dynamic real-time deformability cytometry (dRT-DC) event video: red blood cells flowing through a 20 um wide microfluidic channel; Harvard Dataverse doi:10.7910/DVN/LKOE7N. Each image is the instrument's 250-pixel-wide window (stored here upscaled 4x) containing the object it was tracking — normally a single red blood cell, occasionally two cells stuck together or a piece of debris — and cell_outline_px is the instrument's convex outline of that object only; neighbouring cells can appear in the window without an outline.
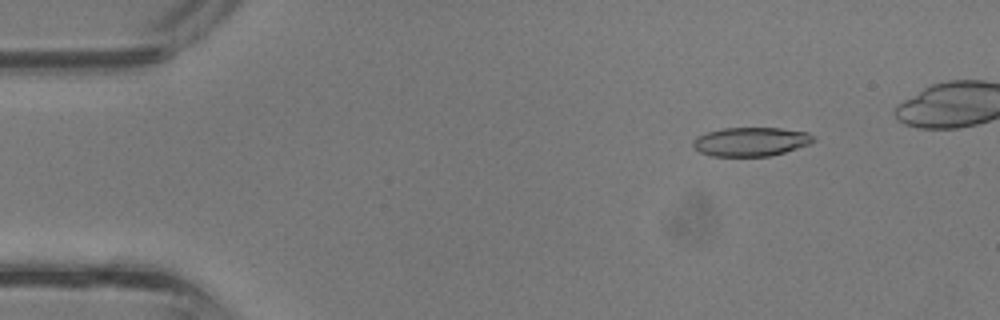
{"species": "common noctule bat (a hibernating species)", "species_latin": "Nyctalus noctula", "temperature_condition": "room temperature", "stored_images_in_passage": 34, "camera_frame_rate_fps": 3000, "um_per_image_px": 0.085, "animal": {"sex": "male", "body_mass_g": 13.3}, "frame": {"image": 1, "passage_image": 4, "time_ms": 1.0, "image_size_px": [1000, 320], "cell_outline_px": [[816, 140], [808, 144], [772, 156], [712, 156], [700, 152], [692, 144], [692, 140], [696, 136], [708, 132], [724, 128], [780, 128], [808, 132]], "centroid_in_image_um": [63.8, 12.04], "position_along_channel_um": 21.2, "area_um2": 20.17}}
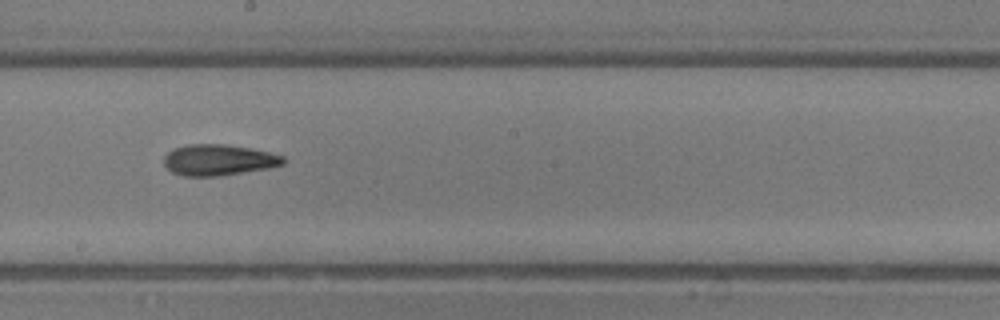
{"frame": {"image": 2, "passage_image": 20, "time_ms": 6.333, "image_size_px": [1000, 320], "cell_outline_px": [[288, 160], [284, 164], [268, 168], [216, 176], [184, 176], [172, 172], [164, 164], [164, 156], [172, 148], [188, 144], [224, 144], [252, 148], [284, 156]], "centroid_in_image_um": [18.58, 13.58], "position_along_channel_um": 229.6, "area_um2": 21.62}}
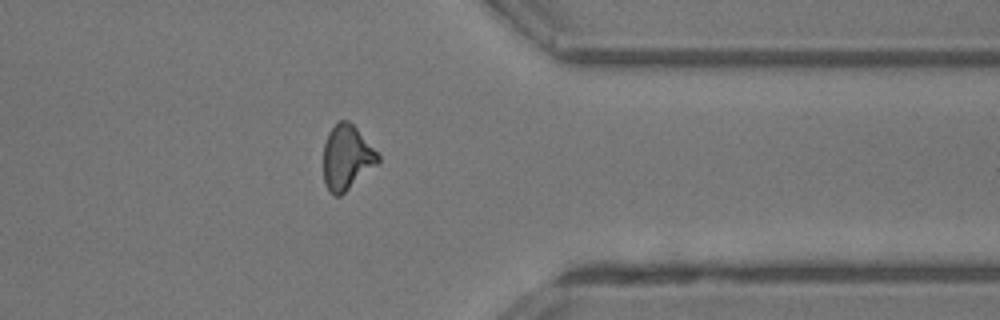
{"frame": {"image": 3, "passage_image": 29, "time_ms": 9.333, "image_size_px": [1000, 320], "cell_outline_px": [[380, 164], [340, 196], [336, 196], [328, 192], [324, 184], [324, 144], [328, 132], [340, 120], [348, 120], [356, 128], [380, 156]], "centroid_in_image_um": [29.48, 13.43], "position_along_channel_um": 381.9, "area_um2": 20.69}}